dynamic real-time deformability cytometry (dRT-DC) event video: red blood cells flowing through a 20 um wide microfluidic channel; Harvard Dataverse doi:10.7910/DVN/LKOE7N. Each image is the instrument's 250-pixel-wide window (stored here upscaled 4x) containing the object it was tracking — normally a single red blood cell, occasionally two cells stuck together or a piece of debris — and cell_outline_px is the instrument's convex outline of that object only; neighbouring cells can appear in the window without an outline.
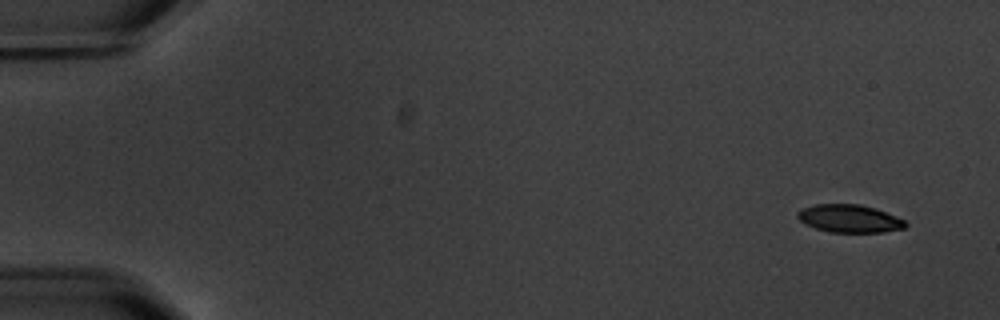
{"species": "common noctule bat (a hibernating species)", "species_latin": "Nyctalus noctula", "temperature_condition": "warm", "stored_images_in_passage": 6, "camera_frame_rate_fps": 3000, "um_per_image_px": 0.085, "animal": {"sex": "male", "body_mass_g": 20.1, "forearm_length_mm": 53.5}, "frame": {"image": 1, "passage_image": 1, "time_ms": 0.0, "image_size_px": [1000, 320], "cell_outline_px": [[908, 224], [904, 228], [884, 232], [828, 232], [804, 224], [796, 216], [796, 212], [800, 208], [816, 204], [860, 204], [876, 208], [896, 216], [904, 220]], "centroid_in_image_um": [72.18, 18.57], "position_along_channel_um": 12.8, "area_um2": 17.69}}